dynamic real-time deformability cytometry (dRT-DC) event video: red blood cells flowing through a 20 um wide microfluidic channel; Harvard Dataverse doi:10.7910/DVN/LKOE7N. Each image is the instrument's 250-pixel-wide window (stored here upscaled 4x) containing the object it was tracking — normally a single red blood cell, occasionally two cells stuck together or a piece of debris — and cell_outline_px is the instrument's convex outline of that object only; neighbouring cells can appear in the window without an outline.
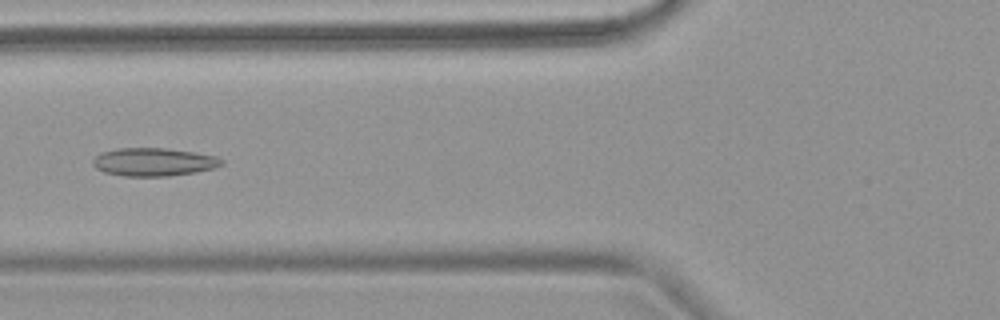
{"species": "common noctule bat (a hibernating species)", "species_latin": "Nyctalus noctula", "temperature_condition": "warm", "stored_images_in_passage": 6, "camera_frame_rate_fps": 3000, "um_per_image_px": 0.085, "animal": {"sex": "female", "body_mass_g": 18.4}, "frame": {"image": 1, "passage_image": 6, "time_ms": 6.0, "image_size_px": [1000, 320], "cell_outline_px": [[224, 164], [216, 168], [196, 172], [168, 176], [124, 176], [104, 172], [96, 168], [92, 164], [92, 160], [100, 152], [116, 148], [168, 148], [216, 156], [224, 160]], "centroid_in_image_um": [13.07, 13.76], "position_along_channel_um": 112.7, "area_um2": 21.27}}